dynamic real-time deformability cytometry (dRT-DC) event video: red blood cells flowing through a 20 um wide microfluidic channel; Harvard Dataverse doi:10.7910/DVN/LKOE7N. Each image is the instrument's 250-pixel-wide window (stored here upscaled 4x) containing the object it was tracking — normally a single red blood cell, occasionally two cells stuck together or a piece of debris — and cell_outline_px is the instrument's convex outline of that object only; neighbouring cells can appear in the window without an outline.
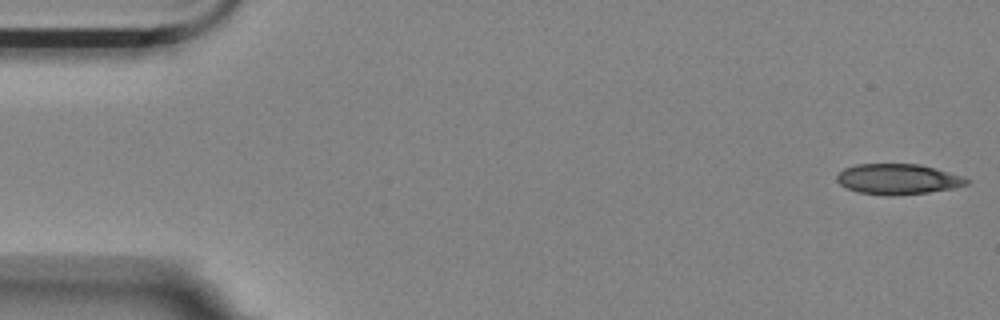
{"species": "Egyptian fruit bat (a non-hibernating species)", "species_latin": "Rousettus aegyptiacus", "temperature_condition": "room temperature", "stored_images_in_passage": 57, "segment_of_instrument_passage": [1, 2], "camera_frame_rate_fps": 3000, "um_per_image_px": 0.085, "animal": {"sex": "female"}, "frame": {"image": 1, "passage_image": 1, "time_ms": 0.0, "image_size_px": [1000, 320], "cell_outline_px": [[972, 180], [968, 184], [956, 188], [928, 192], [896, 196], [884, 196], [856, 192], [840, 184], [836, 180], [836, 176], [844, 168], [856, 164], [920, 164], [936, 168], [964, 176]], "centroid_in_image_um": [76.36, 15.23], "position_along_channel_um": 8.6, "area_um2": 23.47}}
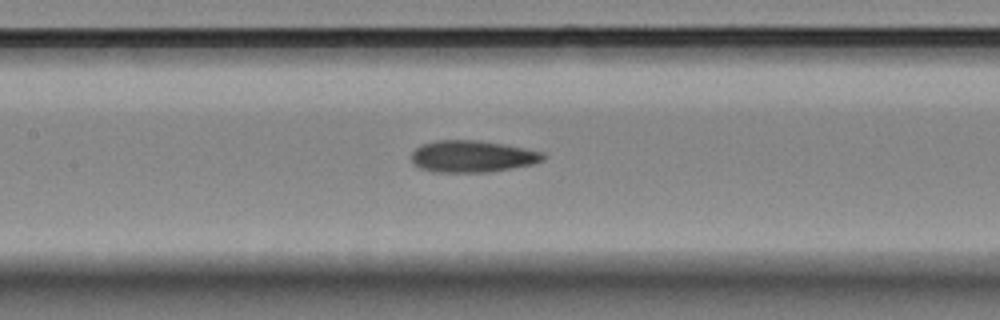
{"frame": {"image": 2, "passage_image": 25, "time_ms": 8.0, "image_size_px": [1000, 320], "cell_outline_px": [[548, 156], [544, 160], [532, 164], [488, 172], [432, 172], [420, 168], [412, 164], [412, 152], [416, 148], [424, 144], [436, 140], [480, 140], [504, 144], [544, 152]], "centroid_in_image_um": [40.16, 13.29], "position_along_channel_um": 167.2, "area_um2": 24.51}}
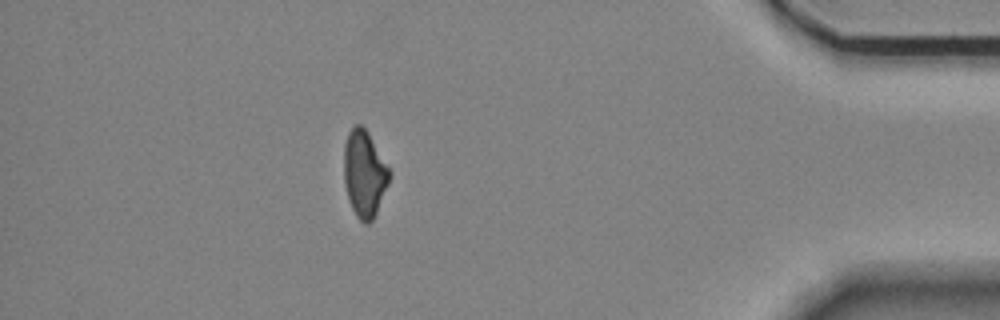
{"frame": {"image": 3, "passage_image": 49, "time_ms": 16.0, "image_size_px": [1000, 320], "cell_outline_px": [[392, 172], [388, 184], [376, 212], [372, 220], [368, 224], [364, 224], [356, 216], [352, 208], [344, 184], [344, 144], [348, 132], [356, 124], [360, 124], [368, 132]], "centroid_in_image_um": [30.97, 14.75], "position_along_channel_um": 404.2, "area_um2": 22.89}}